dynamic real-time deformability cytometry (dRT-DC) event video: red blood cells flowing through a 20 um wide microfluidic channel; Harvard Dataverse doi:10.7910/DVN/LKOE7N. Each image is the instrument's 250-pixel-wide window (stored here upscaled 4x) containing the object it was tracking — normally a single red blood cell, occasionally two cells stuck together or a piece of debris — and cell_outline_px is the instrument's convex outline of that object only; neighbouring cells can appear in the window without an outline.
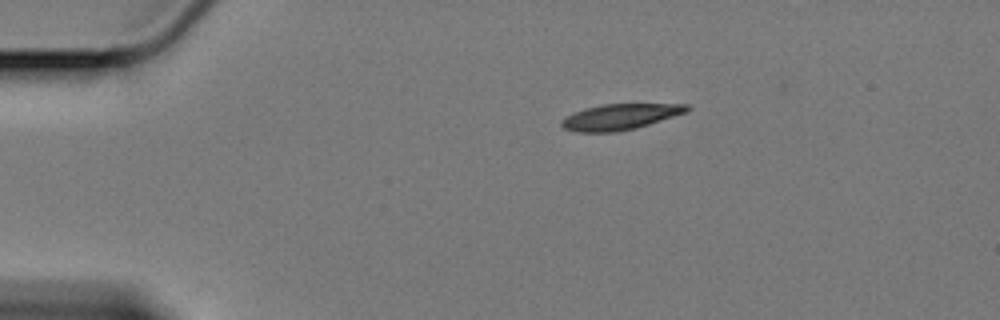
{"species": "Egyptian fruit bat (a non-hibernating species)", "species_latin": "Rousettus aegyptiacus", "temperature_condition": "cold", "stored_images_in_passage": 49, "camera_frame_rate_fps": 3000, "um_per_image_px": 0.085, "animal": {"sex": "female"}, "frame": {"image": 1, "passage_image": 1, "time_ms": 0.0, "image_size_px": [1000, 320], "cell_outline_px": [[692, 108], [688, 112], [636, 128], [616, 132], [576, 132], [564, 128], [560, 124], [560, 120], [584, 108], [600, 104], [688, 104]], "centroid_in_image_um": [52.73, 9.92], "position_along_channel_um": 32.3, "area_um2": 18.9}}
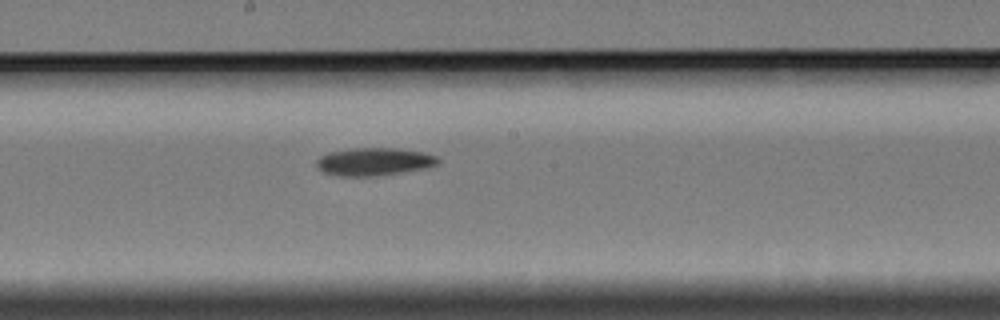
{"frame": {"image": 2, "passage_image": 22, "time_ms": 7.0, "image_size_px": [1000, 320], "cell_outline_px": [[440, 164], [428, 168], [376, 176], [340, 176], [324, 172], [316, 168], [316, 160], [320, 156], [328, 152], [352, 148], [396, 148], [424, 152], [436, 156], [440, 160]], "centroid_in_image_um": [31.81, 13.74], "position_along_channel_um": 216.4, "area_um2": 19.94}}
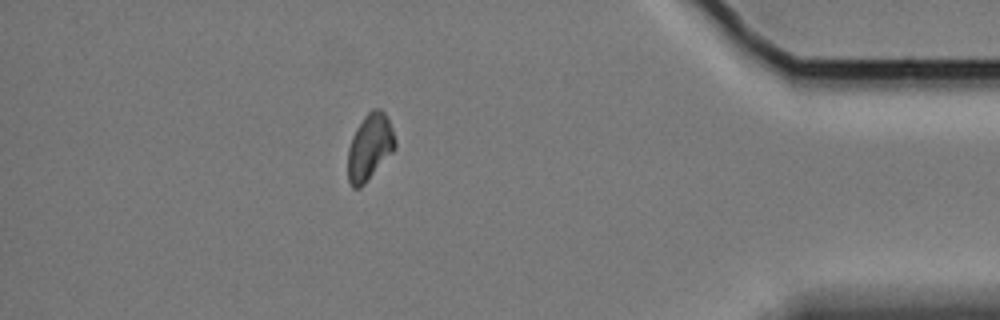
{"frame": {"image": 3, "passage_image": 42, "time_ms": 13.667, "image_size_px": [1000, 320], "cell_outline_px": [[396, 148], [364, 184], [360, 188], [352, 188], [348, 180], [348, 148], [352, 136], [356, 128], [364, 116], [372, 108], [380, 108], [384, 112], [392, 128], [396, 140]], "centroid_in_image_um": [31.42, 12.49], "position_along_channel_um": 403.8, "area_um2": 18.26}, "authors_computed_cell_mechanics": {"area_um2": 18.785, "velocity_mm_per_s": 3.3722, "shape_relaxation_time_tau1_ms": 6.2501, "shape_relaxation_time_tau2_ms": null, "deformation_change_tau1": 0.1257, "deformation_change_tau2": null}}